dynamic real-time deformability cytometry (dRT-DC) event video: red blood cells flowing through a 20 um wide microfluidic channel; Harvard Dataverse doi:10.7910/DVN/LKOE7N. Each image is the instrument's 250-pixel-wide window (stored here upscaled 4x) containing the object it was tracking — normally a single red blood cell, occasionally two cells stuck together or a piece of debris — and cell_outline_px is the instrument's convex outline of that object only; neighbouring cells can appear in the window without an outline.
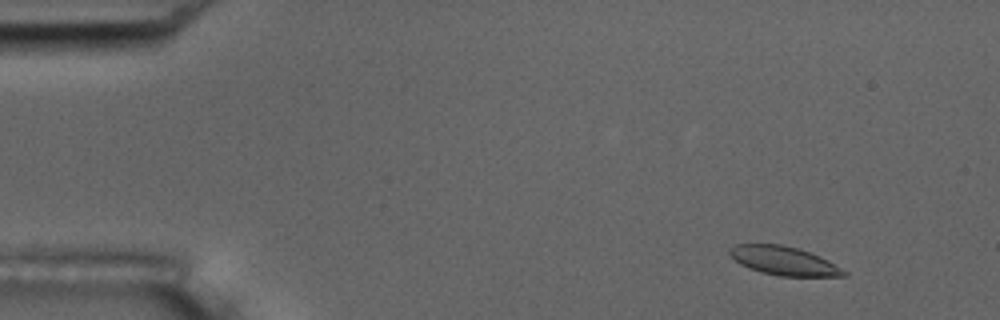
{"species": "common noctule bat (a hibernating species)", "species_latin": "Nyctalus noctula", "temperature_condition": "room temperature", "stored_images_in_passage": 56, "camera_frame_rate_fps": 3000, "um_per_image_px": 0.085, "animal": {"sex": "male", "body_mass_g": 17.5, "forearm_length_mm": 52.3}, "frame": {"image": 1, "passage_image": 6, "time_ms": 1.667, "image_size_px": [1000, 320], "cell_outline_px": [[848, 276], [780, 276], [760, 272], [748, 268], [740, 264], [728, 252], [736, 244], [780, 244], [796, 248], [820, 256], [828, 260], [848, 272]], "centroid_in_image_um": [66.65, 22.18], "position_along_channel_um": 18.4, "area_um2": 18.96}}
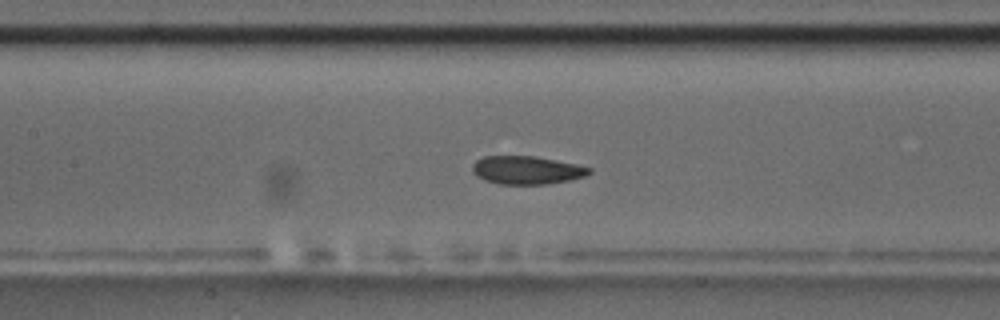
{"frame": {"image": 2, "passage_image": 26, "time_ms": 8.333, "image_size_px": [1000, 320], "cell_outline_px": [[592, 172], [584, 176], [568, 180], [544, 184], [500, 184], [484, 180], [476, 176], [472, 172], [472, 164], [476, 160], [484, 156], [536, 156], [576, 164], [592, 168]], "centroid_in_image_um": [44.74, 14.45], "position_along_channel_um": 162.7, "area_um2": 19.19}}
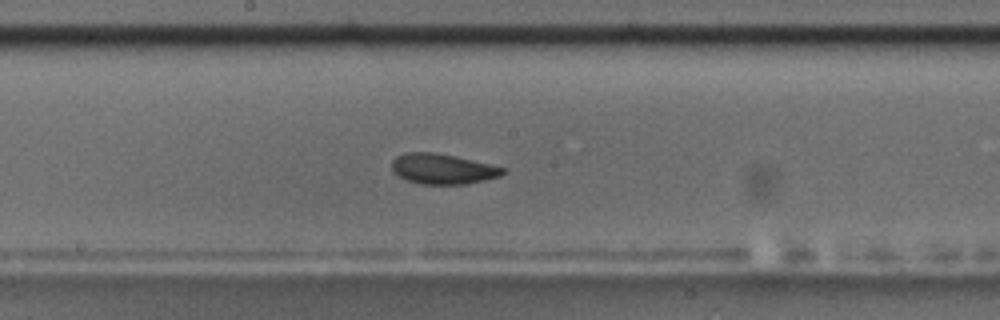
{"frame": {"image": 3, "passage_image": 30, "time_ms": 9.667, "image_size_px": [1000, 320], "cell_outline_px": [[508, 172], [500, 176], [468, 184], [420, 184], [408, 180], [392, 172], [392, 160], [396, 156], [404, 152], [436, 152], [456, 156], [508, 168]], "centroid_in_image_um": [37.66, 14.35], "position_along_channel_um": 210.5, "area_um2": 19.88}, "authors_computed_cell_mechanics": {"area_um2": 19.8254, "velocity_mm_per_s": 3.6312, "shape_relaxation_time_tau1_ms": 4.9652, "shape_relaxation_time_tau2_ms": 2.2064, "deformation_change_tau1": 0.1019, "deformation_change_tau2": 0.0614}}